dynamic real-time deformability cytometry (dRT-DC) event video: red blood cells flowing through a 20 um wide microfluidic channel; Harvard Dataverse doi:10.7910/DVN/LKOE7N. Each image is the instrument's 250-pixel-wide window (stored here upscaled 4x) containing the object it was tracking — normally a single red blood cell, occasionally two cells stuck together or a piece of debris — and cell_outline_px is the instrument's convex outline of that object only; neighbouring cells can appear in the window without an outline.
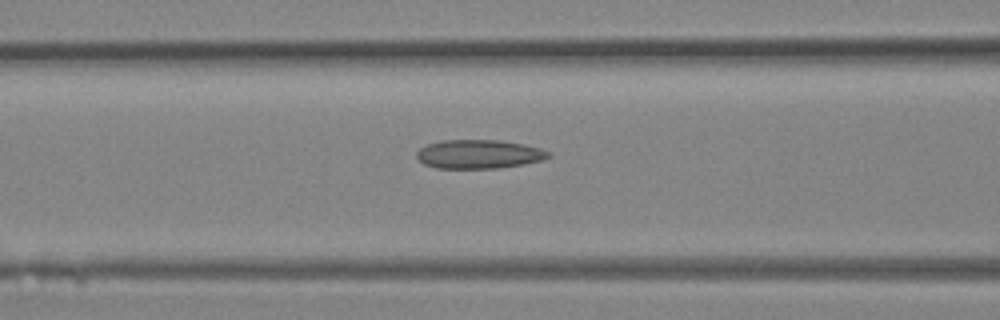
{"species": "Egyptian fruit bat (a non-hibernating species)", "species_latin": "Rousettus aegyptiacus", "temperature_condition": "room temperature", "stored_images_in_passage": 5, "camera_frame_rate_fps": 3000, "um_per_image_px": 0.085, "animal": {"sex": "female"}, "frame": {"image": 1, "passage_image": 4, "time_ms": 1.0, "image_size_px": [1000, 320], "cell_outline_px": [[552, 156], [544, 160], [524, 164], [500, 168], [436, 168], [424, 164], [416, 156], [416, 152], [420, 148], [428, 144], [440, 140], [500, 140], [524, 144], [540, 148], [552, 152]], "centroid_in_image_um": [40.75, 13.1], "position_along_channel_um": 125.9, "area_um2": 22.37}}